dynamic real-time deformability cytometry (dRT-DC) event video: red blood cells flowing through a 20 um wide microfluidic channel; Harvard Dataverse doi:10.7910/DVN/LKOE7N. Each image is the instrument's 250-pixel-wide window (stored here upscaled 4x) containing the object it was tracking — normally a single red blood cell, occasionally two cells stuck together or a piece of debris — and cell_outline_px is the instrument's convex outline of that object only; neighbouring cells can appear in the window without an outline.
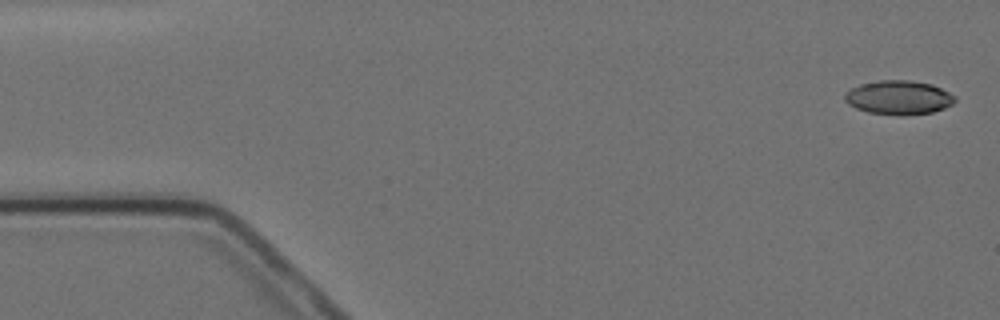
{"species": "Egyptian fruit bat (a non-hibernating species)", "species_latin": "Rousettus aegyptiacus", "temperature_condition": "cold", "stored_images_in_passage": 5, "camera_frame_rate_fps": 3000, "um_per_image_px": 0.085, "animal": {"sex": "female"}, "frame": {"image": 1, "passage_image": 1, "time_ms": 0.0, "image_size_px": [1000, 320], "cell_outline_px": [[956, 100], [952, 104], [944, 108], [932, 112], [900, 116], [868, 112], [856, 108], [848, 104], [844, 100], [844, 92], [860, 84], [880, 80], [908, 80], [932, 84], [956, 96]], "centroid_in_image_um": [76.37, 8.29], "position_along_channel_um": 8.6, "area_um2": 21.91}}
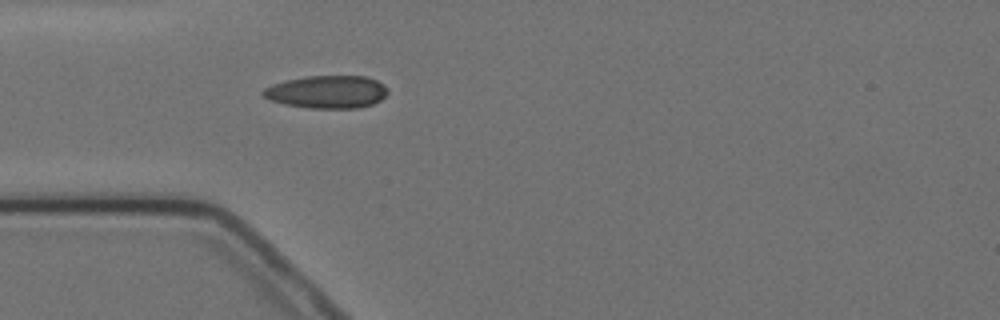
{"frame": {"image": 2, "passage_image": 5, "time_ms": 4.667, "image_size_px": [1000, 320], "cell_outline_px": [[388, 92], [380, 100], [372, 104], [356, 108], [308, 108], [284, 104], [268, 100], [260, 92], [264, 88], [272, 84], [304, 76], [368, 76], [384, 84], [388, 88]], "centroid_in_image_um": [27.79, 7.81], "position_along_channel_um": 57.2, "area_um2": 23.93}}